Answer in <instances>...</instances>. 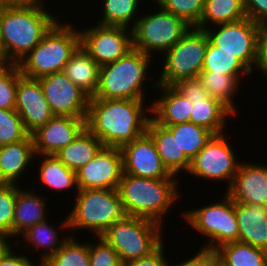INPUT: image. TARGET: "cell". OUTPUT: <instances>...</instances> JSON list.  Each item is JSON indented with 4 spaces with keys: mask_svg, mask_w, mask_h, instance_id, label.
<instances>
[{
    "mask_svg": "<svg viewBox=\"0 0 267 266\" xmlns=\"http://www.w3.org/2000/svg\"><path fill=\"white\" fill-rule=\"evenodd\" d=\"M30 136L15 110L0 109V147L25 140Z\"/></svg>",
    "mask_w": 267,
    "mask_h": 266,
    "instance_id": "obj_38",
    "label": "cell"
},
{
    "mask_svg": "<svg viewBox=\"0 0 267 266\" xmlns=\"http://www.w3.org/2000/svg\"><path fill=\"white\" fill-rule=\"evenodd\" d=\"M238 241L267 251V206L235 202Z\"/></svg>",
    "mask_w": 267,
    "mask_h": 266,
    "instance_id": "obj_21",
    "label": "cell"
},
{
    "mask_svg": "<svg viewBox=\"0 0 267 266\" xmlns=\"http://www.w3.org/2000/svg\"><path fill=\"white\" fill-rule=\"evenodd\" d=\"M197 79L208 91L210 97L220 100L236 115L237 104H234L233 99L239 90L240 83L234 76L212 71H202Z\"/></svg>",
    "mask_w": 267,
    "mask_h": 266,
    "instance_id": "obj_31",
    "label": "cell"
},
{
    "mask_svg": "<svg viewBox=\"0 0 267 266\" xmlns=\"http://www.w3.org/2000/svg\"><path fill=\"white\" fill-rule=\"evenodd\" d=\"M252 163H240L226 194L236 203L267 206V165Z\"/></svg>",
    "mask_w": 267,
    "mask_h": 266,
    "instance_id": "obj_19",
    "label": "cell"
},
{
    "mask_svg": "<svg viewBox=\"0 0 267 266\" xmlns=\"http://www.w3.org/2000/svg\"><path fill=\"white\" fill-rule=\"evenodd\" d=\"M38 79L54 115L86 118L90 97L62 71Z\"/></svg>",
    "mask_w": 267,
    "mask_h": 266,
    "instance_id": "obj_14",
    "label": "cell"
},
{
    "mask_svg": "<svg viewBox=\"0 0 267 266\" xmlns=\"http://www.w3.org/2000/svg\"><path fill=\"white\" fill-rule=\"evenodd\" d=\"M190 101L192 102L190 122L211 130L216 135L225 133L227 117L235 115L226 105L213 97Z\"/></svg>",
    "mask_w": 267,
    "mask_h": 266,
    "instance_id": "obj_27",
    "label": "cell"
},
{
    "mask_svg": "<svg viewBox=\"0 0 267 266\" xmlns=\"http://www.w3.org/2000/svg\"><path fill=\"white\" fill-rule=\"evenodd\" d=\"M152 56L131 49L118 60L100 67L98 88L93 97L103 99H145L144 83Z\"/></svg>",
    "mask_w": 267,
    "mask_h": 266,
    "instance_id": "obj_4",
    "label": "cell"
},
{
    "mask_svg": "<svg viewBox=\"0 0 267 266\" xmlns=\"http://www.w3.org/2000/svg\"><path fill=\"white\" fill-rule=\"evenodd\" d=\"M23 190L17 185V197L15 201L14 219L12 226V237H17L27 231L32 226L46 220V198L37 192ZM40 195V196H38Z\"/></svg>",
    "mask_w": 267,
    "mask_h": 266,
    "instance_id": "obj_24",
    "label": "cell"
},
{
    "mask_svg": "<svg viewBox=\"0 0 267 266\" xmlns=\"http://www.w3.org/2000/svg\"><path fill=\"white\" fill-rule=\"evenodd\" d=\"M166 127L177 139L180 150L184 151L190 160L216 135L211 130L197 126L192 122Z\"/></svg>",
    "mask_w": 267,
    "mask_h": 266,
    "instance_id": "obj_32",
    "label": "cell"
},
{
    "mask_svg": "<svg viewBox=\"0 0 267 266\" xmlns=\"http://www.w3.org/2000/svg\"><path fill=\"white\" fill-rule=\"evenodd\" d=\"M99 71V64L80 45L62 72L89 97H93L98 88Z\"/></svg>",
    "mask_w": 267,
    "mask_h": 266,
    "instance_id": "obj_25",
    "label": "cell"
},
{
    "mask_svg": "<svg viewBox=\"0 0 267 266\" xmlns=\"http://www.w3.org/2000/svg\"><path fill=\"white\" fill-rule=\"evenodd\" d=\"M44 4L42 0H0V9L5 8H28Z\"/></svg>",
    "mask_w": 267,
    "mask_h": 266,
    "instance_id": "obj_48",
    "label": "cell"
},
{
    "mask_svg": "<svg viewBox=\"0 0 267 266\" xmlns=\"http://www.w3.org/2000/svg\"><path fill=\"white\" fill-rule=\"evenodd\" d=\"M55 228L56 227L49 224V221L47 223L46 219L32 226L21 235L26 240V243L32 244V247H34V249L43 251L41 254V259H39L41 260L39 262L40 264L51 255L55 254L68 238L66 236H63L61 239L58 234V229Z\"/></svg>",
    "mask_w": 267,
    "mask_h": 266,
    "instance_id": "obj_33",
    "label": "cell"
},
{
    "mask_svg": "<svg viewBox=\"0 0 267 266\" xmlns=\"http://www.w3.org/2000/svg\"><path fill=\"white\" fill-rule=\"evenodd\" d=\"M76 192L75 204L62 222V229H88L96 237H100L115 222L127 216L117 189H86Z\"/></svg>",
    "mask_w": 267,
    "mask_h": 266,
    "instance_id": "obj_6",
    "label": "cell"
},
{
    "mask_svg": "<svg viewBox=\"0 0 267 266\" xmlns=\"http://www.w3.org/2000/svg\"><path fill=\"white\" fill-rule=\"evenodd\" d=\"M10 238H13L10 235L1 234L0 233V261L13 250V246L11 245ZM9 241V242H8Z\"/></svg>",
    "mask_w": 267,
    "mask_h": 266,
    "instance_id": "obj_49",
    "label": "cell"
},
{
    "mask_svg": "<svg viewBox=\"0 0 267 266\" xmlns=\"http://www.w3.org/2000/svg\"><path fill=\"white\" fill-rule=\"evenodd\" d=\"M196 255L186 261L171 266H221V261L216 250L200 248Z\"/></svg>",
    "mask_w": 267,
    "mask_h": 266,
    "instance_id": "obj_43",
    "label": "cell"
},
{
    "mask_svg": "<svg viewBox=\"0 0 267 266\" xmlns=\"http://www.w3.org/2000/svg\"><path fill=\"white\" fill-rule=\"evenodd\" d=\"M183 218L194 230L205 235L207 243L201 248L216 250L220 246L238 241V222L235 202L225 193L222 201L182 212Z\"/></svg>",
    "mask_w": 267,
    "mask_h": 266,
    "instance_id": "obj_9",
    "label": "cell"
},
{
    "mask_svg": "<svg viewBox=\"0 0 267 266\" xmlns=\"http://www.w3.org/2000/svg\"><path fill=\"white\" fill-rule=\"evenodd\" d=\"M173 86L189 100H205L210 97L208 91L197 78L182 79Z\"/></svg>",
    "mask_w": 267,
    "mask_h": 266,
    "instance_id": "obj_42",
    "label": "cell"
},
{
    "mask_svg": "<svg viewBox=\"0 0 267 266\" xmlns=\"http://www.w3.org/2000/svg\"><path fill=\"white\" fill-rule=\"evenodd\" d=\"M263 75H265L264 78H266V80H267V71Z\"/></svg>",
    "mask_w": 267,
    "mask_h": 266,
    "instance_id": "obj_51",
    "label": "cell"
},
{
    "mask_svg": "<svg viewBox=\"0 0 267 266\" xmlns=\"http://www.w3.org/2000/svg\"><path fill=\"white\" fill-rule=\"evenodd\" d=\"M70 234L62 247L39 266H90L88 242L82 244Z\"/></svg>",
    "mask_w": 267,
    "mask_h": 266,
    "instance_id": "obj_36",
    "label": "cell"
},
{
    "mask_svg": "<svg viewBox=\"0 0 267 266\" xmlns=\"http://www.w3.org/2000/svg\"><path fill=\"white\" fill-rule=\"evenodd\" d=\"M17 184L0 183V233L12 236Z\"/></svg>",
    "mask_w": 267,
    "mask_h": 266,
    "instance_id": "obj_39",
    "label": "cell"
},
{
    "mask_svg": "<svg viewBox=\"0 0 267 266\" xmlns=\"http://www.w3.org/2000/svg\"><path fill=\"white\" fill-rule=\"evenodd\" d=\"M255 68L264 74L267 71V23L260 24L257 39V57Z\"/></svg>",
    "mask_w": 267,
    "mask_h": 266,
    "instance_id": "obj_46",
    "label": "cell"
},
{
    "mask_svg": "<svg viewBox=\"0 0 267 266\" xmlns=\"http://www.w3.org/2000/svg\"><path fill=\"white\" fill-rule=\"evenodd\" d=\"M159 11L147 13L132 28L133 48L153 56L173 47L191 27L182 18L158 6Z\"/></svg>",
    "mask_w": 267,
    "mask_h": 266,
    "instance_id": "obj_10",
    "label": "cell"
},
{
    "mask_svg": "<svg viewBox=\"0 0 267 266\" xmlns=\"http://www.w3.org/2000/svg\"><path fill=\"white\" fill-rule=\"evenodd\" d=\"M13 64L6 54L0 53V75L4 74Z\"/></svg>",
    "mask_w": 267,
    "mask_h": 266,
    "instance_id": "obj_50",
    "label": "cell"
},
{
    "mask_svg": "<svg viewBox=\"0 0 267 266\" xmlns=\"http://www.w3.org/2000/svg\"><path fill=\"white\" fill-rule=\"evenodd\" d=\"M202 71L232 75L239 82H242L240 79L244 74L249 76L252 73L237 57L219 50V47L213 45L209 39Z\"/></svg>",
    "mask_w": 267,
    "mask_h": 266,
    "instance_id": "obj_34",
    "label": "cell"
},
{
    "mask_svg": "<svg viewBox=\"0 0 267 266\" xmlns=\"http://www.w3.org/2000/svg\"><path fill=\"white\" fill-rule=\"evenodd\" d=\"M21 75L18 64H13L0 75V109L15 110L16 88Z\"/></svg>",
    "mask_w": 267,
    "mask_h": 266,
    "instance_id": "obj_40",
    "label": "cell"
},
{
    "mask_svg": "<svg viewBox=\"0 0 267 266\" xmlns=\"http://www.w3.org/2000/svg\"><path fill=\"white\" fill-rule=\"evenodd\" d=\"M99 243L88 242L90 266H124L118 253L101 237H96Z\"/></svg>",
    "mask_w": 267,
    "mask_h": 266,
    "instance_id": "obj_41",
    "label": "cell"
},
{
    "mask_svg": "<svg viewBox=\"0 0 267 266\" xmlns=\"http://www.w3.org/2000/svg\"><path fill=\"white\" fill-rule=\"evenodd\" d=\"M86 118L54 115L45 125L37 128L31 137L35 157L54 155L61 148L69 145L85 128Z\"/></svg>",
    "mask_w": 267,
    "mask_h": 266,
    "instance_id": "obj_18",
    "label": "cell"
},
{
    "mask_svg": "<svg viewBox=\"0 0 267 266\" xmlns=\"http://www.w3.org/2000/svg\"><path fill=\"white\" fill-rule=\"evenodd\" d=\"M39 179L45 186L56 191L76 188L78 191L76 172L67 168L55 155H41Z\"/></svg>",
    "mask_w": 267,
    "mask_h": 266,
    "instance_id": "obj_30",
    "label": "cell"
},
{
    "mask_svg": "<svg viewBox=\"0 0 267 266\" xmlns=\"http://www.w3.org/2000/svg\"><path fill=\"white\" fill-rule=\"evenodd\" d=\"M145 103V99L90 97L85 127L104 147L120 148L146 133L151 119L146 112L151 113V104Z\"/></svg>",
    "mask_w": 267,
    "mask_h": 266,
    "instance_id": "obj_1",
    "label": "cell"
},
{
    "mask_svg": "<svg viewBox=\"0 0 267 266\" xmlns=\"http://www.w3.org/2000/svg\"><path fill=\"white\" fill-rule=\"evenodd\" d=\"M123 174L119 147H103L86 165L76 171L78 190L117 189Z\"/></svg>",
    "mask_w": 267,
    "mask_h": 266,
    "instance_id": "obj_16",
    "label": "cell"
},
{
    "mask_svg": "<svg viewBox=\"0 0 267 266\" xmlns=\"http://www.w3.org/2000/svg\"><path fill=\"white\" fill-rule=\"evenodd\" d=\"M246 17L257 24L267 23V0H244Z\"/></svg>",
    "mask_w": 267,
    "mask_h": 266,
    "instance_id": "obj_45",
    "label": "cell"
},
{
    "mask_svg": "<svg viewBox=\"0 0 267 266\" xmlns=\"http://www.w3.org/2000/svg\"><path fill=\"white\" fill-rule=\"evenodd\" d=\"M45 4L0 9V48L18 64L58 21Z\"/></svg>",
    "mask_w": 267,
    "mask_h": 266,
    "instance_id": "obj_2",
    "label": "cell"
},
{
    "mask_svg": "<svg viewBox=\"0 0 267 266\" xmlns=\"http://www.w3.org/2000/svg\"><path fill=\"white\" fill-rule=\"evenodd\" d=\"M208 36L204 30L190 27L181 39L163 54V70L153 85H175L182 79H194L202 72Z\"/></svg>",
    "mask_w": 267,
    "mask_h": 266,
    "instance_id": "obj_8",
    "label": "cell"
},
{
    "mask_svg": "<svg viewBox=\"0 0 267 266\" xmlns=\"http://www.w3.org/2000/svg\"><path fill=\"white\" fill-rule=\"evenodd\" d=\"M15 111L31 134L54 116L46 101L38 78L21 75L16 88Z\"/></svg>",
    "mask_w": 267,
    "mask_h": 266,
    "instance_id": "obj_17",
    "label": "cell"
},
{
    "mask_svg": "<svg viewBox=\"0 0 267 266\" xmlns=\"http://www.w3.org/2000/svg\"><path fill=\"white\" fill-rule=\"evenodd\" d=\"M176 178L149 179L123 173L117 191L127 216L163 226L166 213L179 198Z\"/></svg>",
    "mask_w": 267,
    "mask_h": 266,
    "instance_id": "obj_3",
    "label": "cell"
},
{
    "mask_svg": "<svg viewBox=\"0 0 267 266\" xmlns=\"http://www.w3.org/2000/svg\"><path fill=\"white\" fill-rule=\"evenodd\" d=\"M227 137L225 133L215 135L191 160L188 174L210 181H228L227 190L241 163Z\"/></svg>",
    "mask_w": 267,
    "mask_h": 266,
    "instance_id": "obj_12",
    "label": "cell"
},
{
    "mask_svg": "<svg viewBox=\"0 0 267 266\" xmlns=\"http://www.w3.org/2000/svg\"><path fill=\"white\" fill-rule=\"evenodd\" d=\"M164 241L149 255L127 262L124 266H171L164 253ZM169 263V264H168Z\"/></svg>",
    "mask_w": 267,
    "mask_h": 266,
    "instance_id": "obj_44",
    "label": "cell"
},
{
    "mask_svg": "<svg viewBox=\"0 0 267 266\" xmlns=\"http://www.w3.org/2000/svg\"><path fill=\"white\" fill-rule=\"evenodd\" d=\"M221 266H267V251L243 242H230L216 249Z\"/></svg>",
    "mask_w": 267,
    "mask_h": 266,
    "instance_id": "obj_28",
    "label": "cell"
},
{
    "mask_svg": "<svg viewBox=\"0 0 267 266\" xmlns=\"http://www.w3.org/2000/svg\"><path fill=\"white\" fill-rule=\"evenodd\" d=\"M103 147V143L85 127L69 145L54 155L67 168L76 172L91 161Z\"/></svg>",
    "mask_w": 267,
    "mask_h": 266,
    "instance_id": "obj_26",
    "label": "cell"
},
{
    "mask_svg": "<svg viewBox=\"0 0 267 266\" xmlns=\"http://www.w3.org/2000/svg\"><path fill=\"white\" fill-rule=\"evenodd\" d=\"M162 230L161 225L151 220L126 216L100 237L118 253L124 265L153 252L164 241Z\"/></svg>",
    "mask_w": 267,
    "mask_h": 266,
    "instance_id": "obj_7",
    "label": "cell"
},
{
    "mask_svg": "<svg viewBox=\"0 0 267 266\" xmlns=\"http://www.w3.org/2000/svg\"><path fill=\"white\" fill-rule=\"evenodd\" d=\"M123 173L149 179L176 178L163 165L156 145L146 132L120 147Z\"/></svg>",
    "mask_w": 267,
    "mask_h": 266,
    "instance_id": "obj_15",
    "label": "cell"
},
{
    "mask_svg": "<svg viewBox=\"0 0 267 266\" xmlns=\"http://www.w3.org/2000/svg\"><path fill=\"white\" fill-rule=\"evenodd\" d=\"M103 17L98 20L104 26H122L131 29L139 17H135L142 0H103ZM137 11V12H136ZM135 19H134V18ZM134 20V21H133ZM133 22V23H132Z\"/></svg>",
    "mask_w": 267,
    "mask_h": 266,
    "instance_id": "obj_35",
    "label": "cell"
},
{
    "mask_svg": "<svg viewBox=\"0 0 267 266\" xmlns=\"http://www.w3.org/2000/svg\"><path fill=\"white\" fill-rule=\"evenodd\" d=\"M36 159L31 135L17 143L0 147V183L15 184ZM21 177V178H20ZM20 178V179H19Z\"/></svg>",
    "mask_w": 267,
    "mask_h": 266,
    "instance_id": "obj_23",
    "label": "cell"
},
{
    "mask_svg": "<svg viewBox=\"0 0 267 266\" xmlns=\"http://www.w3.org/2000/svg\"><path fill=\"white\" fill-rule=\"evenodd\" d=\"M57 21L19 63L21 74L29 78L61 72L80 46V31ZM76 29V30H75Z\"/></svg>",
    "mask_w": 267,
    "mask_h": 266,
    "instance_id": "obj_5",
    "label": "cell"
},
{
    "mask_svg": "<svg viewBox=\"0 0 267 266\" xmlns=\"http://www.w3.org/2000/svg\"><path fill=\"white\" fill-rule=\"evenodd\" d=\"M79 31L81 47L100 67L118 60L133 49L131 28L94 24V27Z\"/></svg>",
    "mask_w": 267,
    "mask_h": 266,
    "instance_id": "obj_13",
    "label": "cell"
},
{
    "mask_svg": "<svg viewBox=\"0 0 267 266\" xmlns=\"http://www.w3.org/2000/svg\"><path fill=\"white\" fill-rule=\"evenodd\" d=\"M16 251H10L1 261L0 266H38L27 255H17ZM32 261V262H31Z\"/></svg>",
    "mask_w": 267,
    "mask_h": 266,
    "instance_id": "obj_47",
    "label": "cell"
},
{
    "mask_svg": "<svg viewBox=\"0 0 267 266\" xmlns=\"http://www.w3.org/2000/svg\"><path fill=\"white\" fill-rule=\"evenodd\" d=\"M210 26L204 29L209 41L218 46L219 50L233 54L253 72L260 25L245 17L235 22L213 26L217 30Z\"/></svg>",
    "mask_w": 267,
    "mask_h": 266,
    "instance_id": "obj_11",
    "label": "cell"
},
{
    "mask_svg": "<svg viewBox=\"0 0 267 266\" xmlns=\"http://www.w3.org/2000/svg\"><path fill=\"white\" fill-rule=\"evenodd\" d=\"M161 98L151 104L152 118L162 126L190 122L192 102L173 85H157Z\"/></svg>",
    "mask_w": 267,
    "mask_h": 266,
    "instance_id": "obj_20",
    "label": "cell"
},
{
    "mask_svg": "<svg viewBox=\"0 0 267 266\" xmlns=\"http://www.w3.org/2000/svg\"><path fill=\"white\" fill-rule=\"evenodd\" d=\"M245 17L244 0H205L204 11L196 28L204 30L210 24H225Z\"/></svg>",
    "mask_w": 267,
    "mask_h": 266,
    "instance_id": "obj_29",
    "label": "cell"
},
{
    "mask_svg": "<svg viewBox=\"0 0 267 266\" xmlns=\"http://www.w3.org/2000/svg\"><path fill=\"white\" fill-rule=\"evenodd\" d=\"M169 13L182 18L191 27H196L201 20L205 0H152Z\"/></svg>",
    "mask_w": 267,
    "mask_h": 266,
    "instance_id": "obj_37",
    "label": "cell"
},
{
    "mask_svg": "<svg viewBox=\"0 0 267 266\" xmlns=\"http://www.w3.org/2000/svg\"><path fill=\"white\" fill-rule=\"evenodd\" d=\"M146 132L153 139L163 165L172 175L189 171L191 160L180 150L177 139L167 127L158 124L151 117Z\"/></svg>",
    "mask_w": 267,
    "mask_h": 266,
    "instance_id": "obj_22",
    "label": "cell"
}]
</instances>
